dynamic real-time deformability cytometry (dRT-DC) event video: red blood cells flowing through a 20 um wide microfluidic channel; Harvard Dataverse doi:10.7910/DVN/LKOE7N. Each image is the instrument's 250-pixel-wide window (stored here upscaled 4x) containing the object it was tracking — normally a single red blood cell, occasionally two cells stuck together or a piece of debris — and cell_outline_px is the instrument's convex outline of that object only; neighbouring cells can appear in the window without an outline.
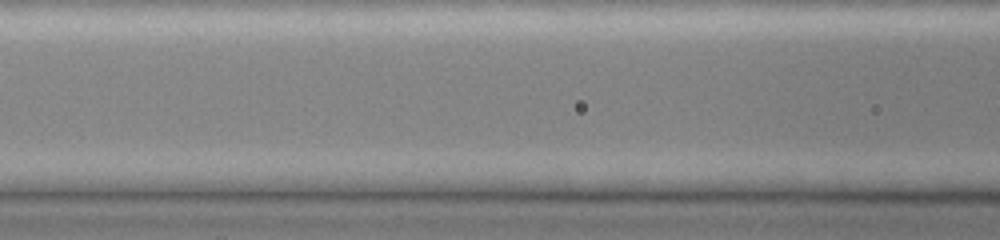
{"species": "common noctule bat (a hibernating species)", "species_latin": "Nyctalus noctula", "temperature_condition": "cold", "stored_images_in_passage": 4, "camera_frame_rate_fps": 3000, "um_per_image_px": 0.085, "animal": {"sex": "female", "body_mass_g": 19.0, "forearm_length_mm": 51.5}, "frame": {"image": 1, "passage_image": 4, "time_ms": 1.0, "image_size_px": [1000, 240], "cell_outline_px": [[948, 144], [944, 148], [936, 152], [840, 152], [820, 148], [820, 144], [828, 140], [936, 140]], "centroid_in_image_um": [75.11, 12.4], "position_along_channel_um": 91.5, "area_um2": 10.23}}